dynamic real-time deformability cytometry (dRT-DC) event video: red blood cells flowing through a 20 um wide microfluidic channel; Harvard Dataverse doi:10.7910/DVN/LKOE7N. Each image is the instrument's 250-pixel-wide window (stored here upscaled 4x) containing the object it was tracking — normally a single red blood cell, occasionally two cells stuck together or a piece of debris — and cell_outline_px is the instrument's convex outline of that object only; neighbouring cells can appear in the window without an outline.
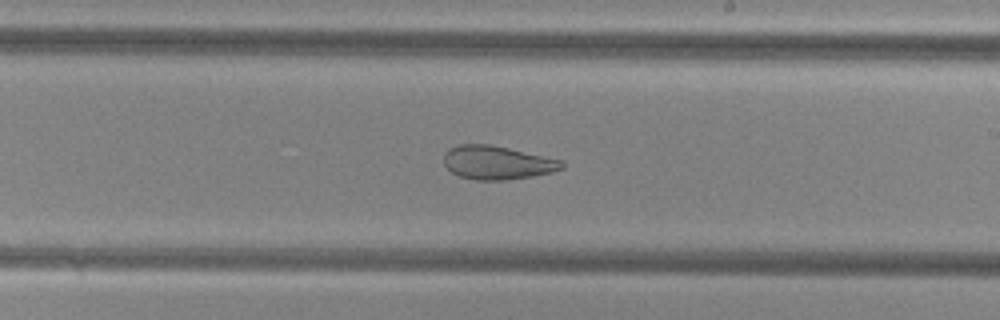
{"species": "common noctule bat (a hibernating species)", "species_latin": "Nyctalus noctula", "temperature_condition": "cold", "stored_images_in_passage": 42, "camera_frame_rate_fps": 3000, "um_per_image_px": 0.085, "animal": {"sex": "female", "body_mass_g": 29.2, "forearm_length_mm": 56.3}, "frame": {"image": 1, "passage_image": 19, "time_ms": 6.0, "image_size_px": [1000, 320], "cell_outline_px": [[564, 168], [552, 172], [532, 176], [508, 180], [476, 180], [460, 176], [452, 172], [444, 164], [444, 152], [448, 148], [456, 144], [488, 144], [508, 148], [564, 160]], "centroid_in_image_um": [42.26, 13.82], "position_along_channel_um": 246.7, "area_um2": 23.24}, "authors_computed_cell_mechanics": {"area_um2": 29.5936, "velocity_mm_per_s": 3.8259, "shape_relaxation_time_tau1_ms": null, "shape_relaxation_time_tau2_ms": 1.8396, "deformation_change_tau1": null, "deformation_change_tau2": 0.0998}}